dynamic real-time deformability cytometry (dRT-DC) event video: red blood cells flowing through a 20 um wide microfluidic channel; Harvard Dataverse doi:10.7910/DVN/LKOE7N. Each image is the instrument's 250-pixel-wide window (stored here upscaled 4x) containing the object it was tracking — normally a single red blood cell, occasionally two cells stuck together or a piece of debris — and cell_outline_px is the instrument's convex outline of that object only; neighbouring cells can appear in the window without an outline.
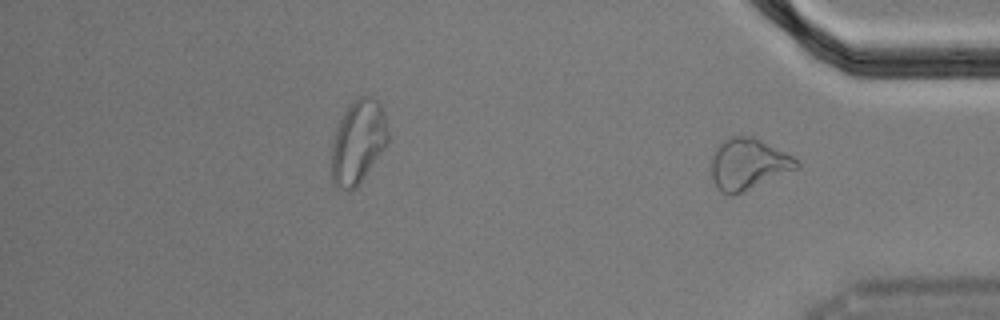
{"species": "Egyptian fruit bat (a non-hibernating species)", "species_latin": "Rousettus aegyptiacus", "temperature_condition": "cold", "stored_images_in_passage": 17, "camera_frame_rate_fps": 3000, "um_per_image_px": 0.085, "animal": {"sex": "male"}, "frame": {"image": 1, "passage_image": 17, "time_ms": 5.333, "image_size_px": [1000, 320], "cell_outline_px": [[800, 168], [744, 192], [732, 196], [728, 196], [720, 192], [712, 180], [712, 160], [720, 144], [724, 140], [732, 136], [752, 136], [800, 160]], "centroid_in_image_um": [63.63, 13.99], "position_along_channel_um": 371.6, "area_um2": 25.43}}